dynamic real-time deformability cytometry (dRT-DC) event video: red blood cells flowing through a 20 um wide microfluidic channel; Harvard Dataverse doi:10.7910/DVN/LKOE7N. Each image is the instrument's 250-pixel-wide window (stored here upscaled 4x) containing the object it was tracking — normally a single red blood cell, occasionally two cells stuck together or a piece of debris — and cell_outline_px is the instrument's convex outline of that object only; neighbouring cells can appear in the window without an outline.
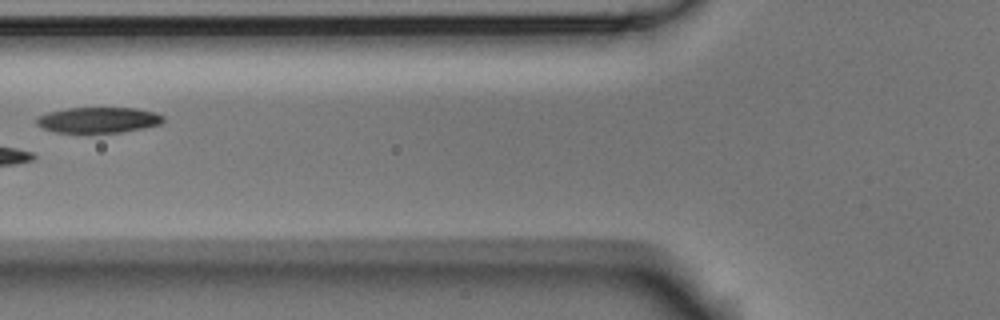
{"species": "Egyptian fruit bat (a non-hibernating species)", "species_latin": "Rousettus aegyptiacus", "temperature_condition": "room temperature", "stored_images_in_passage": 7, "segment_of_instrument_passage": [2, 2], "camera_frame_rate_fps": 3000, "um_per_image_px": 0.085, "animal": {"sex": "male"}, "frame": {"image": 1, "passage_image": 6, "time_ms": 1.667, "image_size_px": [1000, 320], "cell_outline_px": [[164, 120], [160, 124], [144, 128], [120, 132], [56, 132], [44, 128], [36, 124], [36, 120], [40, 116], [48, 112], [68, 108], [136, 108], [156, 112], [164, 116]], "centroid_in_image_um": [8.4, 10.19], "position_along_channel_um": 117.4, "area_um2": 18.79}}
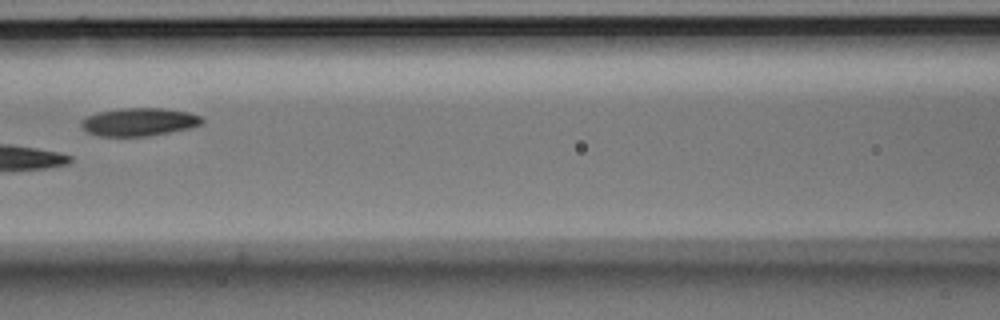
{"frame": {"image": 2, "passage_image": 7, "time_ms": 2.0, "image_size_px": [1000, 320], "cell_outline_px": [[204, 120], [200, 124], [192, 128], [148, 136], [100, 136], [88, 132], [80, 124], [80, 120], [84, 116], [100, 112], [120, 108], [164, 108], [188, 112], [200, 116]], "centroid_in_image_um": [11.81, 10.36], "position_along_channel_um": 154.8, "area_um2": 19.77}}